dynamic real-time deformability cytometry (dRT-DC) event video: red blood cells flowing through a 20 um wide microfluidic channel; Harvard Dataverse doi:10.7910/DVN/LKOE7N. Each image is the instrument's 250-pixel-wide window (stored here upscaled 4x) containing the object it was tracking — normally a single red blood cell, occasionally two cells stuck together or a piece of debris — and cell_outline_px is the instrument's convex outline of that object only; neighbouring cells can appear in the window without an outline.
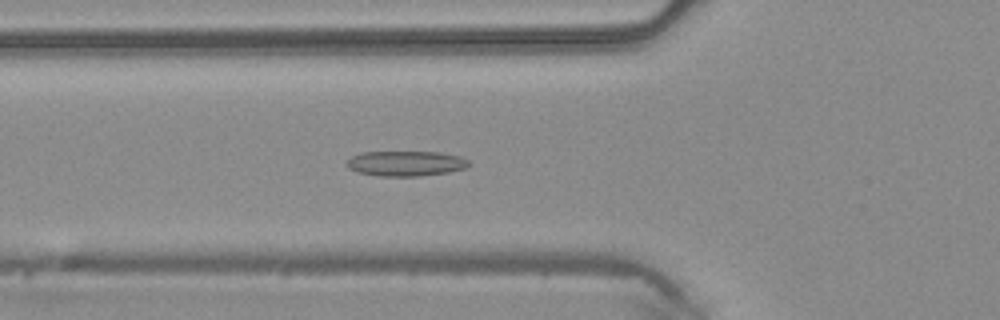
{"species": "common noctule bat (a hibernating species)", "species_latin": "Nyctalus noctula", "temperature_condition": "warm", "stored_images_in_passage": 49, "camera_frame_rate_fps": 3000, "um_per_image_px": 0.085, "animal": {"sex": "male", "body_mass_g": 20.4}, "frame": {"image": 1, "passage_image": 18, "time_ms": 5.667, "image_size_px": [1000, 320], "cell_outline_px": [[468, 168], [448, 172], [420, 176], [380, 176], [356, 172], [348, 168], [348, 160], [352, 156], [360, 152], [440, 152], [460, 156], [468, 160]], "centroid_in_image_um": [34.5, 13.89], "position_along_channel_um": 91.3, "area_um2": 17.92}}
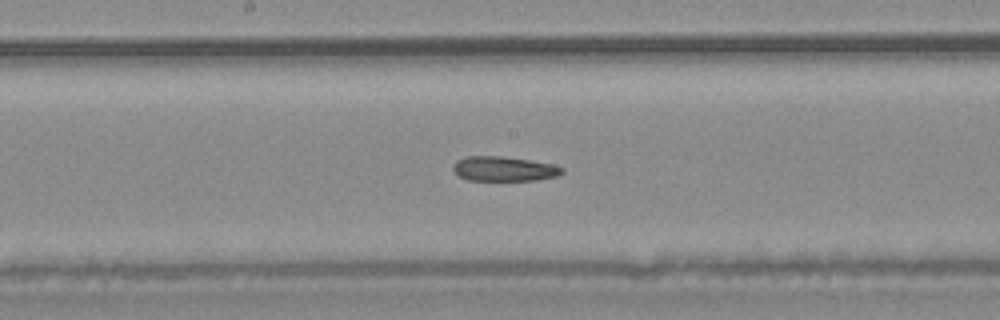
{"frame": {"image": 2, "passage_image": 26, "time_ms": 8.333, "image_size_px": [1000, 320], "cell_outline_px": [[564, 172], [556, 176], [536, 180], [468, 180], [460, 176], [452, 168], [452, 164], [456, 160], [464, 156], [500, 156], [528, 160], [552, 164], [564, 168]], "centroid_in_image_um": [42.81, 14.34], "position_along_channel_um": 205.4, "area_um2": 15.61}}
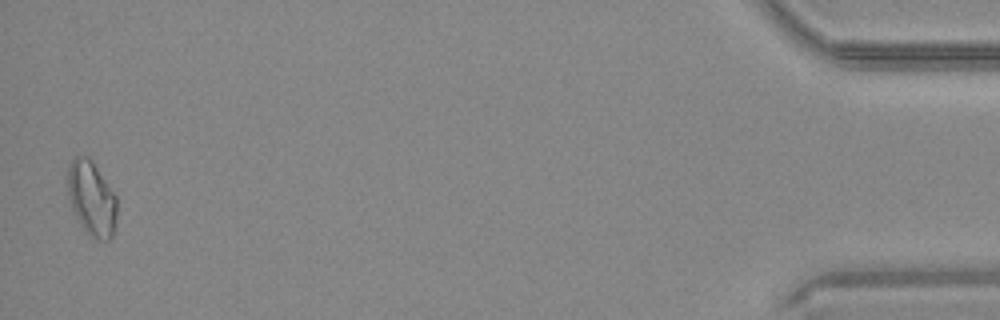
{"frame": {"image": 3, "passage_image": 48, "time_ms": 15.667, "image_size_px": [1000, 320], "cell_outline_px": [[116, 224], [112, 236], [108, 240], [96, 240], [84, 232], [72, 208], [68, 196], [68, 168], [72, 160], [76, 156], [88, 156], [92, 160], [116, 196]], "centroid_in_image_um": [7.79, 16.9], "position_along_channel_um": 427.4, "area_um2": 21.44}, "authors_computed_cell_mechanics": {"area_um2": 17.629, "velocity_mm_per_s": 4.2518, "shape_relaxation_time_tau1_ms": null, "shape_relaxation_time_tau2_ms": 10.8489, "deformation_change_tau1": null, "deformation_change_tau2": 0.2132}}